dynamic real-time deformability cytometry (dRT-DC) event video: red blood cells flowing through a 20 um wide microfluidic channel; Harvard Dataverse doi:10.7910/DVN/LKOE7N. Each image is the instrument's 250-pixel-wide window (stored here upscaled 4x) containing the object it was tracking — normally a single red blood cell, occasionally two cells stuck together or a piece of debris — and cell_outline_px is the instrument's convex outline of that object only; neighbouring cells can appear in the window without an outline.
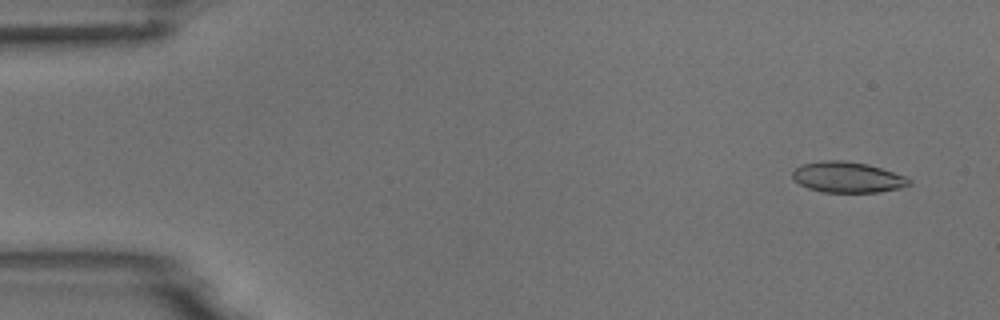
{"species": "common noctule bat (a hibernating species)", "species_latin": "Nyctalus noctula", "temperature_condition": "room temperature", "stored_images_in_passage": 6, "camera_frame_rate_fps": 3000, "um_per_image_px": 0.085, "animal": {"sex": "male", "body_mass_g": 18.8}, "frame": {"image": 1, "passage_image": 2, "time_ms": 1.0, "image_size_px": [1000, 320], "cell_outline_px": [[912, 184], [900, 188], [876, 192], [824, 192], [808, 188], [800, 184], [792, 176], [792, 172], [796, 168], [804, 164], [824, 160], [844, 160], [868, 164], [904, 176], [912, 180]], "centroid_in_image_um": [72.05, 15.06], "position_along_channel_um": 12.9, "area_um2": 20.69}}
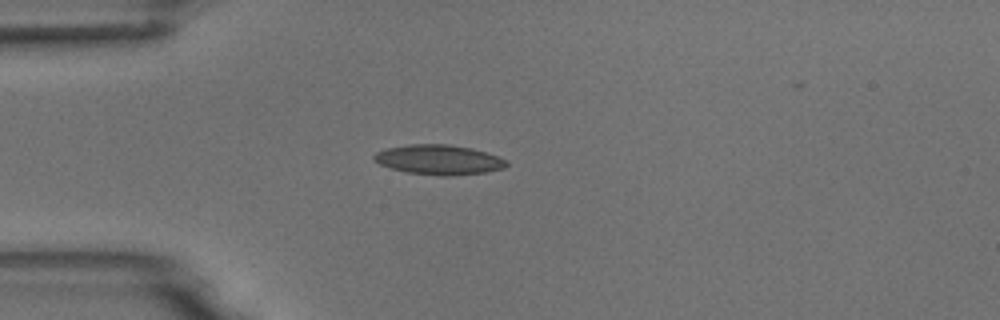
{"frame": {"image": 2, "passage_image": 5, "time_ms": 4.667, "image_size_px": [1000, 320], "cell_outline_px": [[508, 164], [504, 168], [484, 172], [452, 176], [440, 176], [408, 172], [392, 168], [380, 164], [372, 160], [372, 156], [376, 152], [388, 148], [408, 144], [448, 144], [472, 148], [508, 160]], "centroid_in_image_um": [37.29, 13.57], "position_along_channel_um": 47.7, "area_um2": 22.95}}